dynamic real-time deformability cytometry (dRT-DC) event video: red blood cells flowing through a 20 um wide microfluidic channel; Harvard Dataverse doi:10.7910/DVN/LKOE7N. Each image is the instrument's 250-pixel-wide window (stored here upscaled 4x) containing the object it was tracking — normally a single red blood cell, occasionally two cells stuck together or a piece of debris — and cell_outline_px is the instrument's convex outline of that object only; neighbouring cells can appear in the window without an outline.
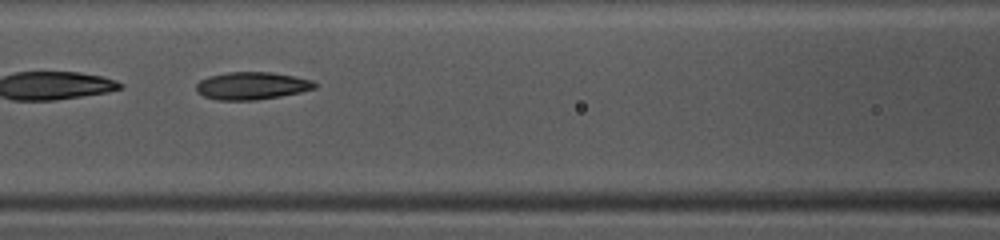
{"species": "common noctule bat (a hibernating species)", "species_latin": "Nyctalus noctula", "temperature_condition": "warm", "stored_images_in_passage": 47, "camera_frame_rate_fps": 3000, "um_per_image_px": 0.085, "animal": {"sex": "female", "body_mass_g": 10.0, "forearm_length_mm": 53.1}, "frame": {"image": 1, "passage_image": 22, "time_ms": 7.0, "image_size_px": [1000, 240], "cell_outline_px": [[316, 88], [300, 92], [280, 96], [256, 100], [216, 100], [204, 96], [196, 92], [196, 84], [200, 80], [208, 76], [228, 72], [272, 72], [312, 80], [316, 84]], "centroid_in_image_um": [21.37, 7.29], "position_along_channel_um": 145.2, "area_um2": 19.02}}
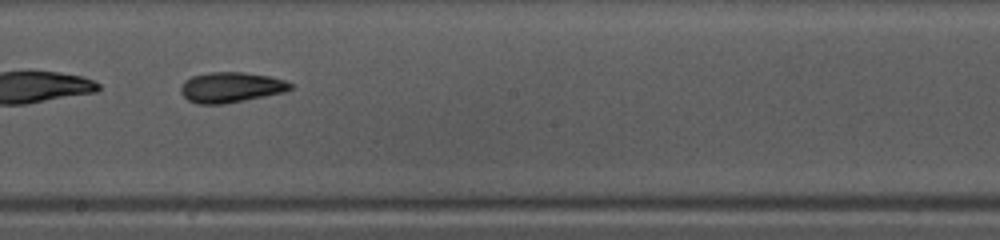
{"frame": {"image": 2, "passage_image": 28, "time_ms": 9.0, "image_size_px": [1000, 240], "cell_outline_px": [[292, 88], [284, 92], [224, 104], [196, 104], [188, 100], [180, 92], [180, 88], [184, 80], [192, 76], [208, 72], [244, 72], [268, 76], [284, 80], [292, 84]], "centroid_in_image_um": [19.59, 7.42], "position_along_channel_um": 228.6, "area_um2": 19.36}}
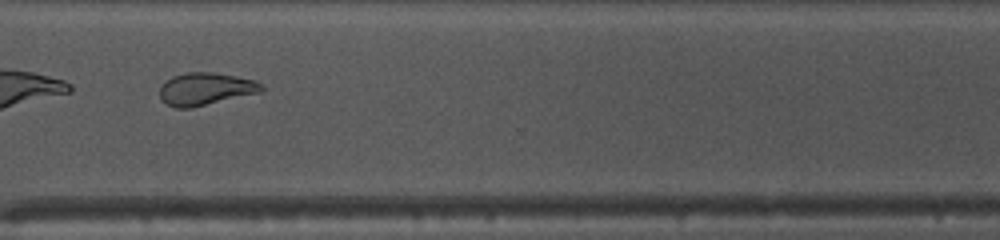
{"frame": {"image": 3, "passage_image": 37, "time_ms": 12.0, "image_size_px": [1000, 240], "cell_outline_px": [[264, 88], [260, 92], [192, 108], [176, 108], [160, 100], [160, 88], [164, 80], [172, 76], [188, 72], [212, 72], [236, 76], [256, 80], [264, 84]], "centroid_in_image_um": [17.46, 7.55], "position_along_channel_um": 353.1, "area_um2": 19.42}, "authors_computed_cell_mechanics": {"area_um2": 20.2878, "velocity_mm_per_s": 4.1718, "shape_relaxation_time_tau1_ms": 5.2221, "shape_relaxation_time_tau2_ms": 2.4379, "deformation_change_tau1": 0.1742, "deformation_change_tau2": 0.0875}}